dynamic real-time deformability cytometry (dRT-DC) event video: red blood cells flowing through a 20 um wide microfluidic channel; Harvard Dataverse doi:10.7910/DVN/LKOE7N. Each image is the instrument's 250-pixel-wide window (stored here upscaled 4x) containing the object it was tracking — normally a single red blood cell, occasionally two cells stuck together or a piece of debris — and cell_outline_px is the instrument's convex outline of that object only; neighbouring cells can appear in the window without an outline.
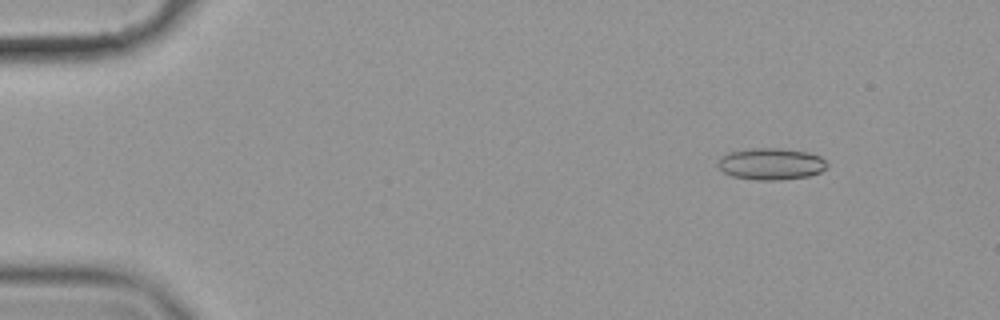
{"species": "common noctule bat (a hibernating species)", "species_latin": "Nyctalus noctula", "temperature_condition": "cold", "stored_images_in_passage": 57, "camera_frame_rate_fps": 3000, "um_per_image_px": 0.085, "animal": {"sex": "female", "body_mass_g": 19.9}, "frame": {"image": 1, "passage_image": 7, "time_ms": 2.0, "image_size_px": [1000, 320], "cell_outline_px": [[828, 168], [820, 172], [808, 176], [780, 180], [756, 180], [732, 176], [724, 172], [716, 164], [716, 160], [720, 156], [728, 152], [752, 148], [780, 148], [808, 152], [820, 156], [828, 164]], "centroid_in_image_um": [65.52, 13.93], "position_along_channel_um": 19.5, "area_um2": 20.4}}
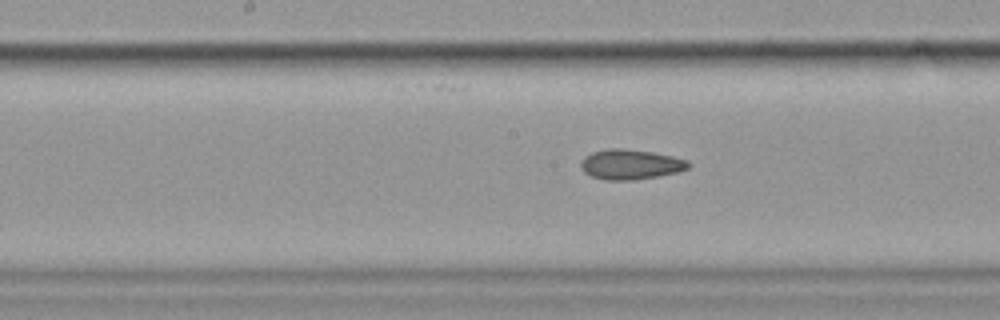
{"frame": {"image": 2, "passage_image": 30, "time_ms": 9.667, "image_size_px": [1000, 320], "cell_outline_px": [[692, 164], [688, 168], [680, 172], [660, 176], [636, 180], [604, 180], [592, 176], [584, 172], [580, 168], [580, 164], [584, 156], [592, 152], [608, 148], [624, 148], [652, 152], [672, 156], [688, 160]], "centroid_in_image_um": [53.61, 13.98], "position_along_channel_um": 194.6, "area_um2": 19.13}}
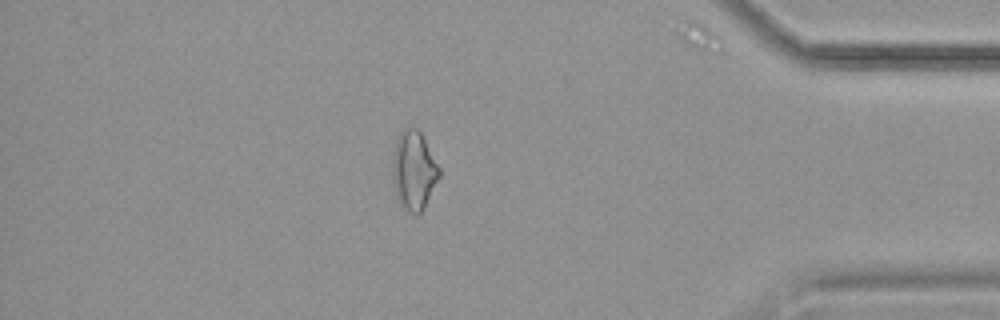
{"frame": {"image": 3, "passage_image": 50, "time_ms": 16.333, "image_size_px": [1000, 320], "cell_outline_px": [[440, 176], [424, 208], [416, 216], [408, 212], [400, 204], [396, 196], [392, 176], [392, 164], [396, 140], [400, 132], [408, 124], [416, 128], [420, 132], [440, 168]], "centroid_in_image_um": [35.16, 14.49], "position_along_channel_um": 400.0, "area_um2": 21.56}, "authors_computed_cell_mechanics": {"area_um2": 19.652, "velocity_mm_per_s": 3.5515, "shape_relaxation_time_tau1_ms": null, "shape_relaxation_time_tau2_ms": 6.482, "deformation_change_tau1": null, "deformation_change_tau2": 0.145}}